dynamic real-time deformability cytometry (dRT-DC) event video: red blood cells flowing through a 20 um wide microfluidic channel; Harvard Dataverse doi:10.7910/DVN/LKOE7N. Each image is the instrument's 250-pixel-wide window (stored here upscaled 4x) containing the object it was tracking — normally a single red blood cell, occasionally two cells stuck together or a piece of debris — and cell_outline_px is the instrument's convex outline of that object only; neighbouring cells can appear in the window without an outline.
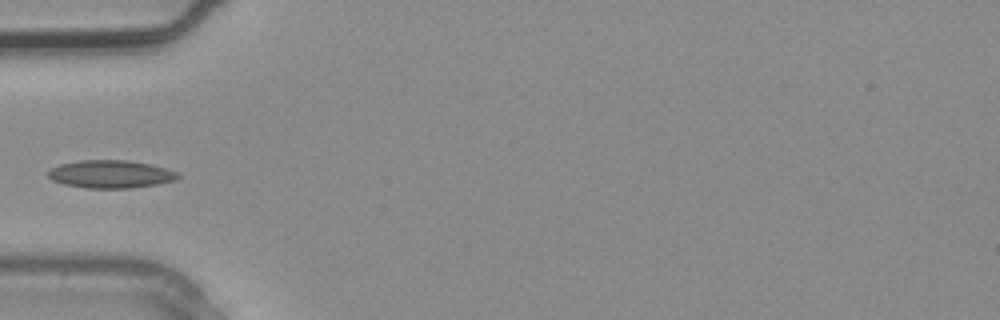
{"species": "common noctule bat (a hibernating species)", "species_latin": "Nyctalus noctula", "temperature_condition": "warm", "stored_images_in_passage": 4, "camera_frame_rate_fps": 3000, "um_per_image_px": 0.085, "animal": {"sex": "male", "body_mass_g": 20.4}, "frame": {"image": 1, "passage_image": 4, "time_ms": 1.0, "image_size_px": [1000, 320], "cell_outline_px": [[180, 176], [176, 180], [156, 184], [132, 188], [88, 188], [64, 184], [52, 180], [48, 176], [48, 172], [52, 168], [60, 164], [80, 160], [128, 160], [152, 164], [176, 172]], "centroid_in_image_um": [9.41, 14.8], "position_along_channel_um": 75.6, "area_um2": 20.98}}